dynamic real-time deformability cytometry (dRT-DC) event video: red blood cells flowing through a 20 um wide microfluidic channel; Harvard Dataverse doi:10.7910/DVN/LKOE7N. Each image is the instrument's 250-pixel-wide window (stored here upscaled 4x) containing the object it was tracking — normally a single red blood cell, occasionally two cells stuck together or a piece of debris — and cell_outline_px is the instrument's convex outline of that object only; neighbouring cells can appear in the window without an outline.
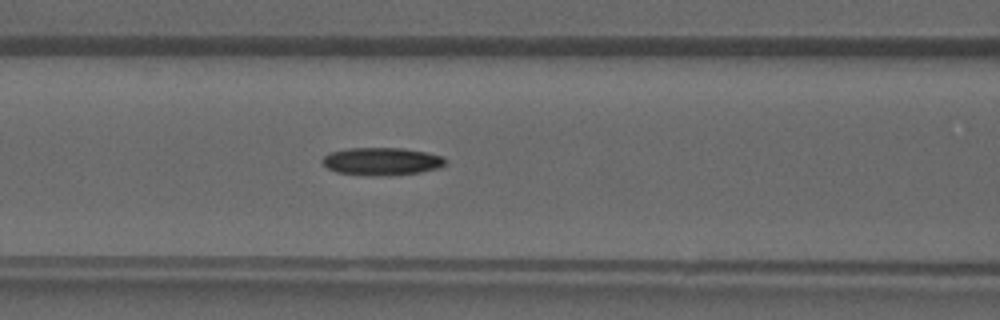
{"species": "common noctule bat (a hibernating species)", "species_latin": "Nyctalus noctula", "temperature_condition": "warm", "stored_images_in_passage": 34, "camera_frame_rate_fps": 3000, "um_per_image_px": 0.085, "animal": {"sex": "male", "forearm_length_mm": 52.5}, "frame": {"image": 1, "passage_image": 10, "time_ms": 3.0, "image_size_px": [1000, 320], "cell_outline_px": [[444, 164], [440, 168], [420, 172], [388, 176], [368, 176], [336, 172], [328, 168], [320, 160], [324, 156], [332, 152], [348, 148], [400, 148], [428, 152], [444, 156]], "centroid_in_image_um": [32.45, 13.72], "position_along_channel_um": 134.1, "area_um2": 20.0}}
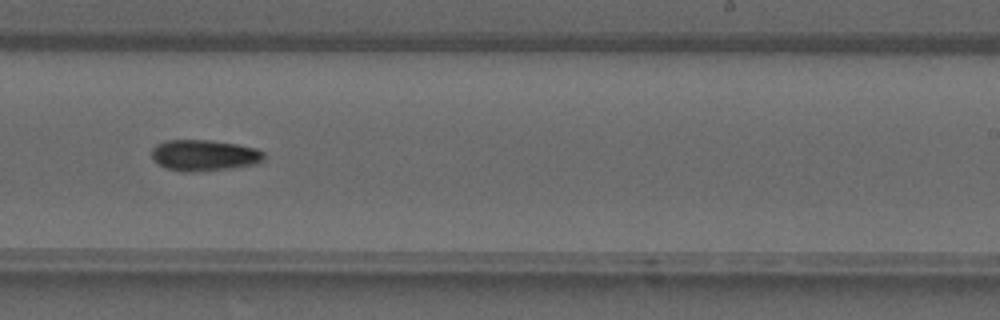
{"frame": {"image": 2, "passage_image": 18, "time_ms": 5.667, "image_size_px": [1000, 320], "cell_outline_px": [[264, 160], [260, 164], [232, 168], [192, 172], [188, 172], [168, 168], [152, 160], [152, 148], [156, 144], [168, 140], [208, 140], [236, 144], [256, 148], [264, 152]], "centroid_in_image_um": [17.39, 13.2], "position_along_channel_um": 271.6, "area_um2": 20.4}}
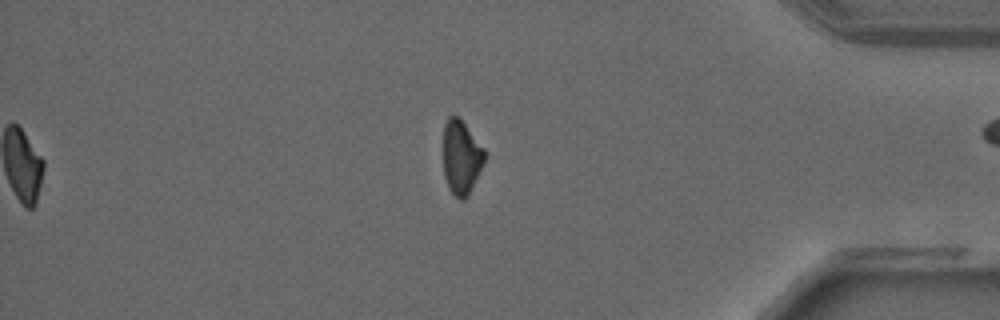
{"frame": {"image": 3, "passage_image": 27, "time_ms": 8.667, "image_size_px": [1000, 320], "cell_outline_px": [[484, 164], [468, 196], [464, 200], [460, 200], [448, 188], [444, 176], [444, 124], [448, 116], [456, 116], [464, 124], [484, 148]], "centroid_in_image_um": [39.2, 13.4], "position_along_channel_um": 396.0, "area_um2": 17.63}}